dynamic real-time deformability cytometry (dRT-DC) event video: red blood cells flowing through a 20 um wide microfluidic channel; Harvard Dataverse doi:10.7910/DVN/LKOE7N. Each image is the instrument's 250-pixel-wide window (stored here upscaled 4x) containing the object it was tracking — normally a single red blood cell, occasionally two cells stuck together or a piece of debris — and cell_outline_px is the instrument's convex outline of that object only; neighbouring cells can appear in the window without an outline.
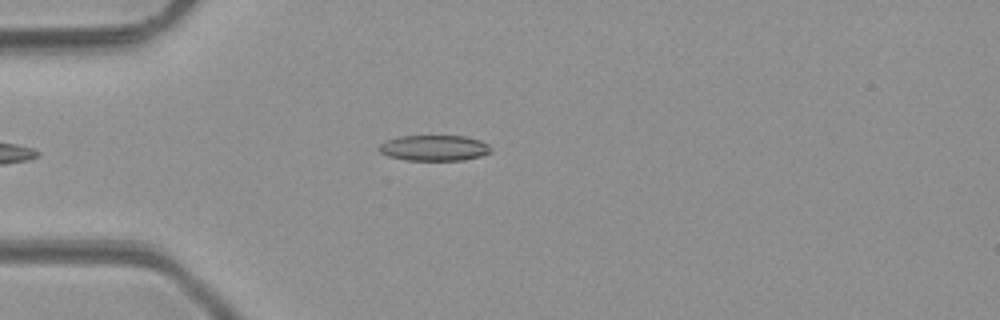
{"species": "common noctule bat (a hibernating species)", "species_latin": "Nyctalus noctula", "temperature_condition": "room temperature", "stored_images_in_passage": 2, "camera_frame_rate_fps": 3000, "um_per_image_px": 0.085, "animal": {"sex": "male", "body_mass_g": 23.1, "forearm_length_mm": 52.7}, "frame": {"image": 1, "passage_image": 2, "time_ms": 1.0, "image_size_px": [1000, 320], "cell_outline_px": [[492, 152], [480, 156], [464, 160], [404, 160], [388, 156], [380, 152], [376, 148], [384, 140], [400, 136], [464, 136], [480, 140], [488, 144], [492, 148]], "centroid_in_image_um": [36.88, 12.57], "position_along_channel_um": 48.1, "area_um2": 16.94}}